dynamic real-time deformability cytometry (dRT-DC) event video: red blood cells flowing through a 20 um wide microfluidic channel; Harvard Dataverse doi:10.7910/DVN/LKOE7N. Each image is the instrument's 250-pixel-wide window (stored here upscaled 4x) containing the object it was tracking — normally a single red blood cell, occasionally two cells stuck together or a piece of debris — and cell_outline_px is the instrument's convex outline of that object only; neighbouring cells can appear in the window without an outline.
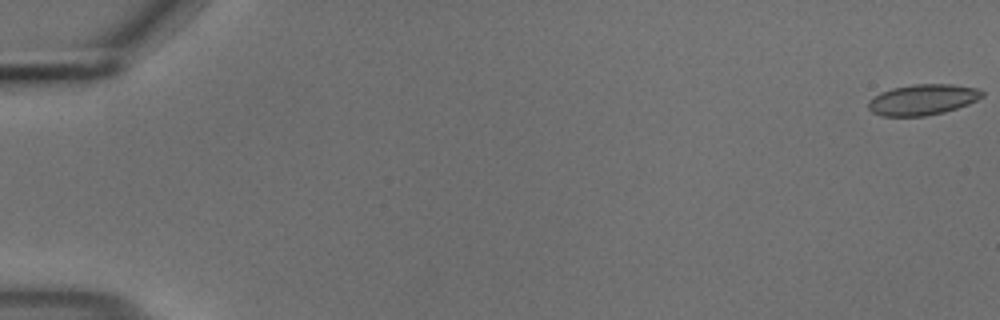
{"species": "common noctule bat (a hibernating species)", "species_latin": "Nyctalus noctula", "temperature_condition": "cold", "stored_images_in_passage": 16, "camera_frame_rate_fps": 3000, "um_per_image_px": 0.085, "animal": {"sex": "male", "body_mass_g": 18.8}, "frame": {"image": 1, "passage_image": 1, "time_ms": 0.0, "image_size_px": [1000, 320], "cell_outline_px": [[984, 96], [968, 104], [944, 112], [924, 116], [884, 116], [872, 112], [868, 108], [868, 100], [880, 92], [892, 88], [916, 84], [952, 84], [980, 88], [984, 92]], "centroid_in_image_um": [78.44, 8.46], "position_along_channel_um": 6.6, "area_um2": 20.46}}
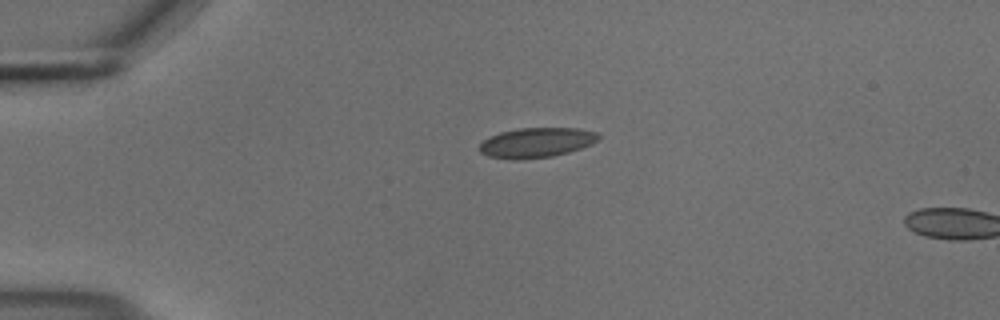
{"frame": {"image": 2, "passage_image": 14, "time_ms": 4.333, "image_size_px": [1000, 320], "cell_outline_px": [[600, 140], [592, 144], [568, 152], [552, 156], [516, 160], [512, 160], [488, 156], [480, 152], [480, 144], [484, 140], [500, 132], [516, 128], [580, 128], [596, 132], [600, 136]], "centroid_in_image_um": [45.62, 12.12], "position_along_channel_um": 39.4, "area_um2": 20.75}}